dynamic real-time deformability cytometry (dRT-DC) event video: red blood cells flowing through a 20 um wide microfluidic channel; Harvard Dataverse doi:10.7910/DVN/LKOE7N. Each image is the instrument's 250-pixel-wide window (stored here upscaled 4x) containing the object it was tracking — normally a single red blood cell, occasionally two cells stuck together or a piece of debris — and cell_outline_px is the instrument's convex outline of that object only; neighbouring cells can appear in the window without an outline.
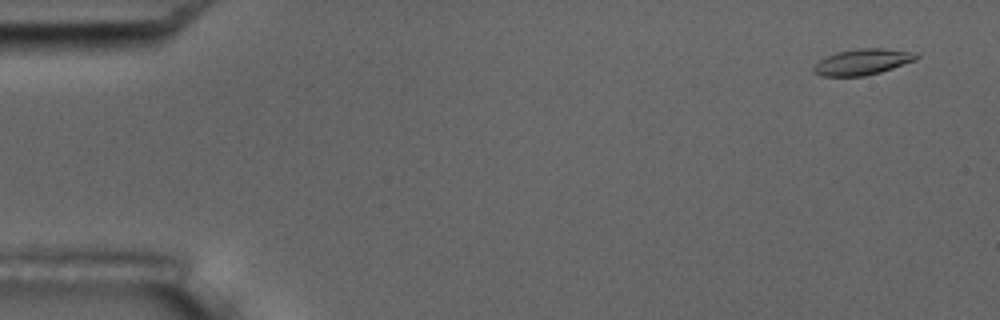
{"species": "common noctule bat (a hibernating species)", "species_latin": "Nyctalus noctula", "temperature_condition": "room temperature", "stored_images_in_passage": 5, "camera_frame_rate_fps": 3000, "um_per_image_px": 0.085, "animal": {"sex": "male", "body_mass_g": 17.5, "forearm_length_mm": 52.3}, "frame": {"image": 1, "passage_image": 1, "time_ms": 0.0, "image_size_px": [1000, 320], "cell_outline_px": [[920, 56], [916, 60], [880, 72], [864, 76], [820, 76], [812, 72], [812, 68], [820, 60], [836, 52], [860, 48], [880, 48], [916, 52]], "centroid_in_image_um": [73.31, 5.26], "position_along_channel_um": 11.7, "area_um2": 15.49}}
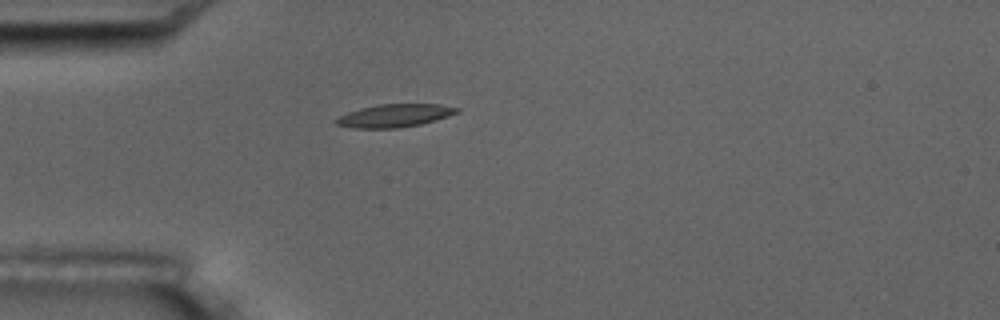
{"frame": {"image": 2, "passage_image": 5, "time_ms": 4.333, "image_size_px": [1000, 320], "cell_outline_px": [[460, 112], [436, 120], [420, 124], [396, 128], [352, 128], [336, 124], [332, 120], [348, 112], [360, 108], [376, 104], [440, 104], [460, 108]], "centroid_in_image_um": [33.53, 9.82], "position_along_channel_um": 51.5, "area_um2": 16.24}}